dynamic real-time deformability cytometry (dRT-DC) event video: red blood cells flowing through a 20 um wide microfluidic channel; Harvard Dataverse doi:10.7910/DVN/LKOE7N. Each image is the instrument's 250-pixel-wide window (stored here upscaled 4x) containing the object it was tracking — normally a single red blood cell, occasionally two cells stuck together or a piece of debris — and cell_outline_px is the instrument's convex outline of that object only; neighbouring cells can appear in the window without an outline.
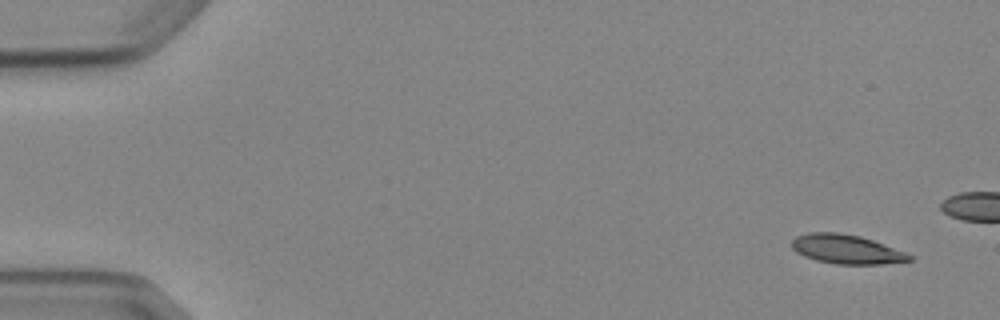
{"species": "Egyptian fruit bat (a non-hibernating species)", "species_latin": "Rousettus aegyptiacus", "temperature_condition": "cold", "stored_images_in_passage": 6, "camera_frame_rate_fps": 3000, "um_per_image_px": 0.085, "animal": {"sex": "female"}, "frame": {"image": 1, "passage_image": 1, "time_ms": 0.0, "image_size_px": [1000, 320], "cell_outline_px": [[912, 260], [880, 264], [836, 264], [816, 260], [804, 256], [796, 252], [792, 248], [792, 240], [796, 236], [808, 232], [840, 232], [860, 236], [908, 252], [912, 256]], "centroid_in_image_um": [71.95, 21.18], "position_along_channel_um": 13.1, "area_um2": 20.06}}